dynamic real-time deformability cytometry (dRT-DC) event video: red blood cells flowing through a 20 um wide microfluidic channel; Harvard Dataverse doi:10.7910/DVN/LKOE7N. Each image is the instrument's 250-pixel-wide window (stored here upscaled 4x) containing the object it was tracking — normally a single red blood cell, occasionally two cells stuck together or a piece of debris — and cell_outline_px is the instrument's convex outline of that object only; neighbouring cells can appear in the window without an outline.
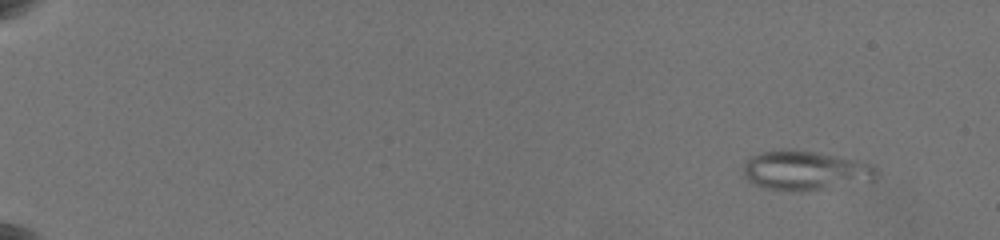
{"species": "common noctule bat (a hibernating species)", "species_latin": "Nyctalus noctula", "temperature_condition": "warm", "stored_images_in_passage": 40, "camera_frame_rate_fps": 3000, "um_per_image_px": 0.085, "animal": {"sex": "female", "body_mass_g": 19.5, "forearm_length_mm": 54.1}, "frame": {"image": 1, "passage_image": 2, "time_ms": 1.0, "image_size_px": [1000, 240], "cell_outline_px": [[880, 172], [876, 180], [804, 192], [796, 192], [764, 188], [752, 184], [744, 176], [744, 164], [752, 156], [760, 152], [784, 148], [788, 148], [816, 152], [860, 160], [876, 164]], "centroid_in_image_um": [68.51, 14.49], "position_along_channel_um": 16.5, "area_um2": 31.44}}
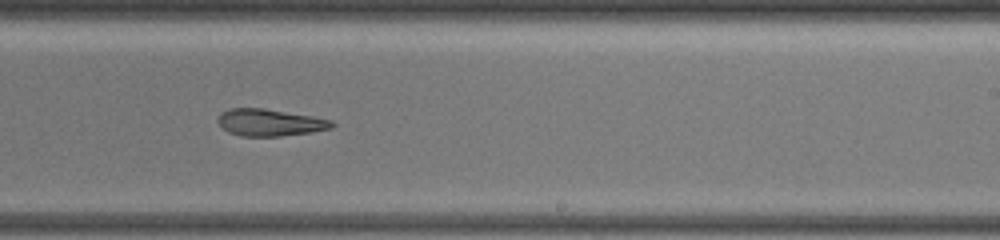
{"frame": {"image": 2, "passage_image": 28, "time_ms": 13.0, "image_size_px": [1000, 240], "cell_outline_px": [[336, 124], [332, 128], [312, 132], [280, 136], [240, 136], [228, 132], [220, 128], [216, 120], [224, 112], [232, 108], [264, 108], [312, 116], [332, 120]], "centroid_in_image_um": [22.94, 10.42], "position_along_channel_um": 266.1, "area_um2": 17.98}}
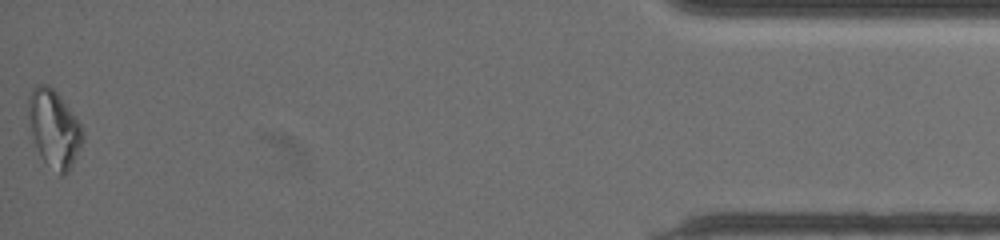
{"frame": {"image": 3, "passage_image": 40, "time_ms": 19.667, "image_size_px": [1000, 240], "cell_outline_px": [[84, 140], [68, 172], [64, 176], [60, 176], [40, 156], [32, 132], [28, 116], [28, 100], [32, 88], [36, 84], [48, 84], [56, 92], [80, 124], [84, 132]], "centroid_in_image_um": [4.6, 10.93], "position_along_channel_um": 430.6, "area_um2": 24.04}, "authors_computed_cell_mechanics": {"area_um2": 20.9814, "velocity_mm_per_s": 3.5858, "shape_relaxation_time_tau1_ms": null, "shape_relaxation_time_tau2_ms": 7.1279, "deformation_change_tau1": null, "deformation_change_tau2": 0.1663}}